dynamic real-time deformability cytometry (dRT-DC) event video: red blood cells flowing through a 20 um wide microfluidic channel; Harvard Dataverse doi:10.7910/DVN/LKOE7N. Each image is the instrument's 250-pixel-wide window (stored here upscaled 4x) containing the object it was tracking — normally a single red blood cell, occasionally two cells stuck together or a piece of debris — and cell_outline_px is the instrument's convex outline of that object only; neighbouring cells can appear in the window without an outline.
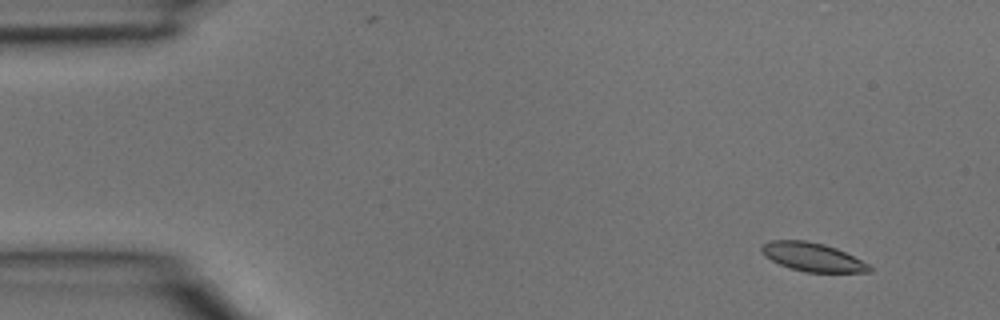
{"species": "common noctule bat (a hibernating species)", "species_latin": "Nyctalus noctula", "temperature_condition": "room temperature", "stored_images_in_passage": 4, "camera_frame_rate_fps": 3000, "um_per_image_px": 0.085, "animal": {"sex": "male", "body_mass_g": 15.6}, "frame": {"image": 1, "passage_image": 1, "time_ms": 0.0, "image_size_px": [1000, 320], "cell_outline_px": [[872, 272], [804, 272], [780, 264], [764, 256], [760, 248], [764, 244], [772, 240], [804, 240], [824, 244], [836, 248], [868, 264], [872, 268]], "centroid_in_image_um": [69.05, 21.85], "position_along_channel_um": 15.9, "area_um2": 17.69}}
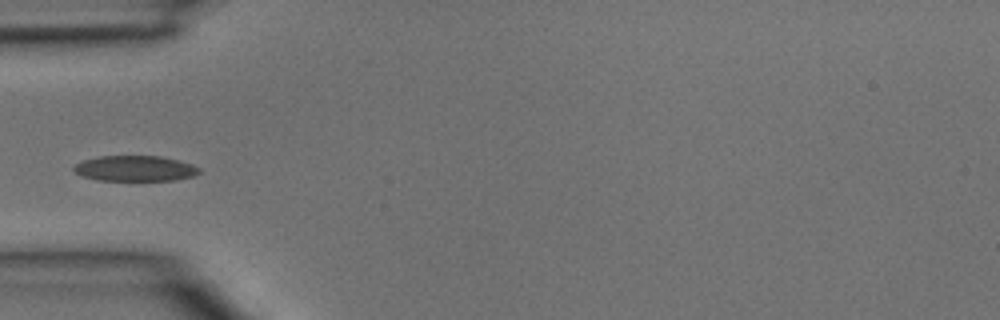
{"frame": {"image": 2, "passage_image": 4, "time_ms": 1.0, "image_size_px": [1000, 320], "cell_outline_px": [[200, 172], [192, 176], [176, 180], [96, 180], [80, 176], [72, 168], [76, 164], [84, 160], [100, 156], [160, 156], [192, 164], [200, 168]], "centroid_in_image_um": [11.46, 14.32], "position_along_channel_um": 73.5, "area_um2": 18.55}}